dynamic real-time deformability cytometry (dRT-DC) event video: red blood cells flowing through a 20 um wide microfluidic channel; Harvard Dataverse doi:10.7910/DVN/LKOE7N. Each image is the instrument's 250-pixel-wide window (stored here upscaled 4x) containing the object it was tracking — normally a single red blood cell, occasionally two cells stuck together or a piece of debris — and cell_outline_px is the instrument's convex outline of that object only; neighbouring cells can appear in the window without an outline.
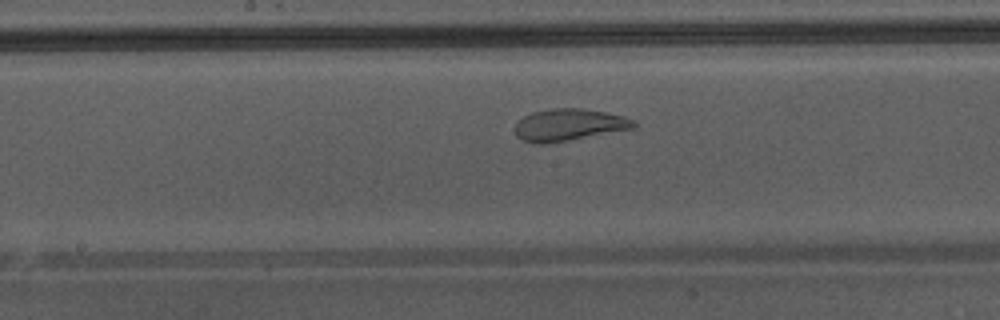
{"species": "Egyptian fruit bat (a non-hibernating species)", "species_latin": "Rousettus aegyptiacus", "temperature_condition": "warm", "stored_images_in_passage": 30, "camera_frame_rate_fps": 3000, "um_per_image_px": 0.085, "animal": {"sex": "male"}, "frame": {"image": 1, "passage_image": 13, "time_ms": 4.0, "image_size_px": [1000, 320], "cell_outline_px": [[636, 128], [548, 144], [536, 144], [520, 140], [516, 136], [516, 124], [524, 116], [532, 112], [552, 108], [580, 108], [604, 112], [624, 116], [632, 120], [636, 124]], "centroid_in_image_um": [48.34, 10.63], "position_along_channel_um": 199.9, "area_um2": 22.2}}
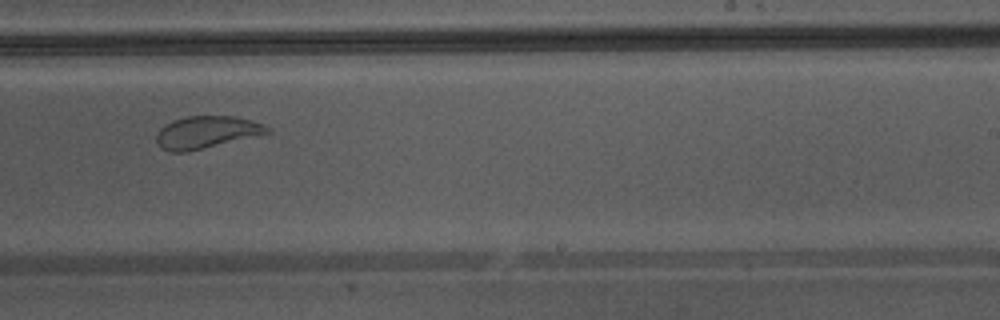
{"frame": {"image": 2, "passage_image": 18, "time_ms": 5.667, "image_size_px": [1000, 320], "cell_outline_px": [[272, 132], [188, 152], [168, 152], [160, 148], [156, 140], [156, 132], [164, 124], [172, 120], [188, 116], [236, 116], [252, 120], [264, 124], [272, 128]], "centroid_in_image_um": [17.54, 11.24], "position_along_channel_um": 271.5, "area_um2": 21.15}, "authors_computed_cell_mechanics": {"area_um2": 22.9466, "velocity_mm_per_s": 4.3015, "shape_relaxation_time_tau1_ms": null, "shape_relaxation_time_tau2_ms": 0.8314, "deformation_change_tau1": null, "deformation_change_tau2": 0.0765}}